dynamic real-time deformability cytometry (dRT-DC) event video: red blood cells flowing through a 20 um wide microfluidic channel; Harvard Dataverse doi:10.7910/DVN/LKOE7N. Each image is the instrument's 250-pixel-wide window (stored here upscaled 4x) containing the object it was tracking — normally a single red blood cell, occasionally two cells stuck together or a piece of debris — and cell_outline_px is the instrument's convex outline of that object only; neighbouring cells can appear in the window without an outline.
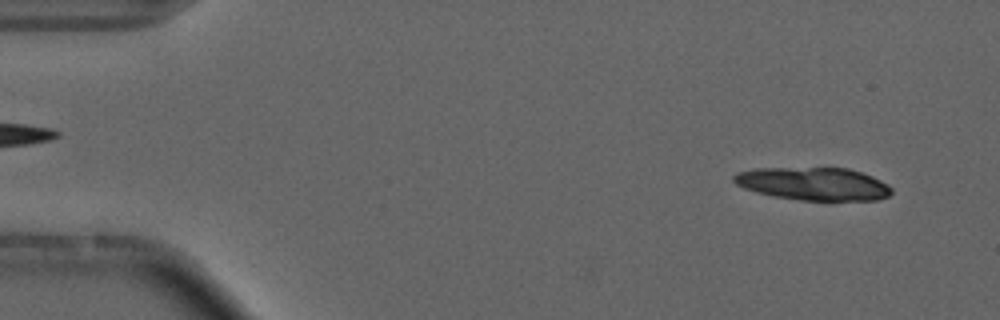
{"species": "common noctule bat (a hibernating species)", "species_latin": "Nyctalus noctula", "temperature_condition": "cold", "stored_images_in_passage": 4, "camera_frame_rate_fps": 3000, "um_per_image_px": 0.085, "animal": {"sex": "male", "forearm_length_mm": 52.5}, "frame": {"image": 1, "passage_image": 4, "time_ms": 3.667, "image_size_px": [1000, 320], "cell_outline_px": [[892, 192], [888, 196], [876, 200], [800, 200], [772, 196], [756, 192], [744, 188], [736, 184], [732, 180], [732, 176], [736, 172], [756, 168], [848, 168], [872, 176], [888, 184], [892, 188]], "centroid_in_image_um": [69.12, 15.62], "position_along_channel_um": 15.9, "area_um2": 30.29}}